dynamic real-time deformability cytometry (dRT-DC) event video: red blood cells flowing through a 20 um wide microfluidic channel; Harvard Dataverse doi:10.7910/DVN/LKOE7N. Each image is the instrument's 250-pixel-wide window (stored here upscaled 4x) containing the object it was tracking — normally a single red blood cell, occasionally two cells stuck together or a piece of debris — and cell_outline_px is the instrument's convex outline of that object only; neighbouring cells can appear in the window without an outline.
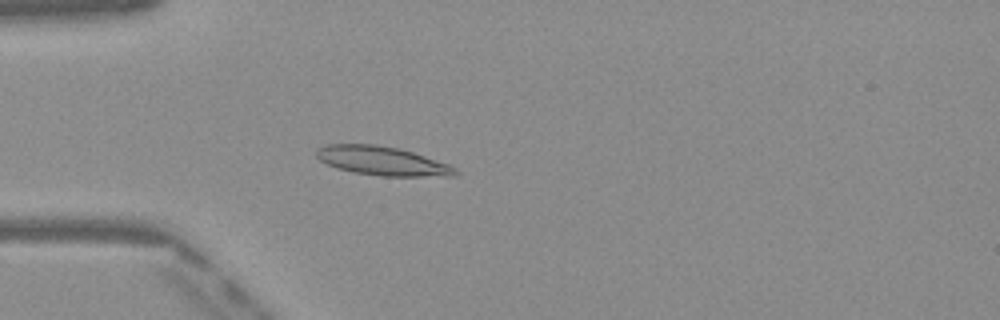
{"species": "Egyptian fruit bat (a non-hibernating species)", "species_latin": "Rousettus aegyptiacus", "temperature_condition": "warm", "stored_images_in_passage": 51, "camera_frame_rate_fps": 3000, "um_per_image_px": 0.085, "frame": {"image": 1, "passage_image": 15, "time_ms": 4.667, "image_size_px": [1000, 320], "cell_outline_px": [[460, 172], [456, 176], [380, 176], [352, 172], [336, 168], [320, 160], [316, 156], [316, 148], [328, 144], [376, 144], [400, 148], [448, 164], [456, 168]], "centroid_in_image_um": [32.48, 13.68], "position_along_channel_um": 52.5, "area_um2": 23.52}}
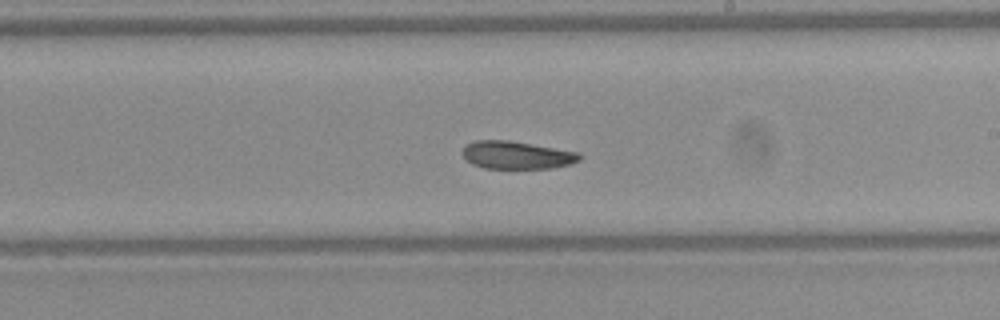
{"frame": {"image": 2, "passage_image": 30, "time_ms": 9.667, "image_size_px": [1000, 320], "cell_outline_px": [[584, 156], [580, 160], [568, 164], [552, 168], [484, 168], [472, 164], [464, 160], [460, 152], [464, 144], [476, 140], [508, 140], [580, 152]], "centroid_in_image_um": [43.87, 13.17], "position_along_channel_um": 245.1, "area_um2": 19.25}}
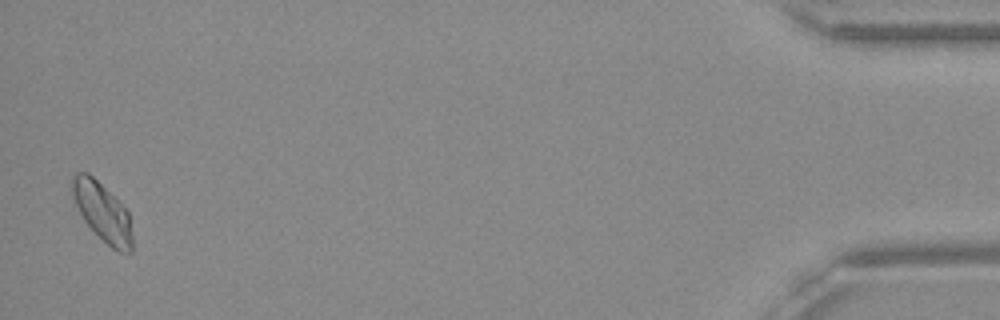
{"frame": {"image": 3, "passage_image": 50, "time_ms": 16.333, "image_size_px": [1000, 320], "cell_outline_px": [[132, 252], [116, 252], [84, 220], [68, 188], [68, 184], [72, 176], [76, 172], [88, 172], [128, 212], [132, 232]], "centroid_in_image_um": [8.66, 17.99], "position_along_channel_um": 426.5, "area_um2": 20.23}, "authors_computed_cell_mechanics": {"area_um2": 20.23, "velocity_mm_per_s": 4.0366, "shape_relaxation_time_tau1_ms": null, "shape_relaxation_time_tau2_ms": 4.7636, "deformation_change_tau1": null, "deformation_change_tau2": 0.0833}}